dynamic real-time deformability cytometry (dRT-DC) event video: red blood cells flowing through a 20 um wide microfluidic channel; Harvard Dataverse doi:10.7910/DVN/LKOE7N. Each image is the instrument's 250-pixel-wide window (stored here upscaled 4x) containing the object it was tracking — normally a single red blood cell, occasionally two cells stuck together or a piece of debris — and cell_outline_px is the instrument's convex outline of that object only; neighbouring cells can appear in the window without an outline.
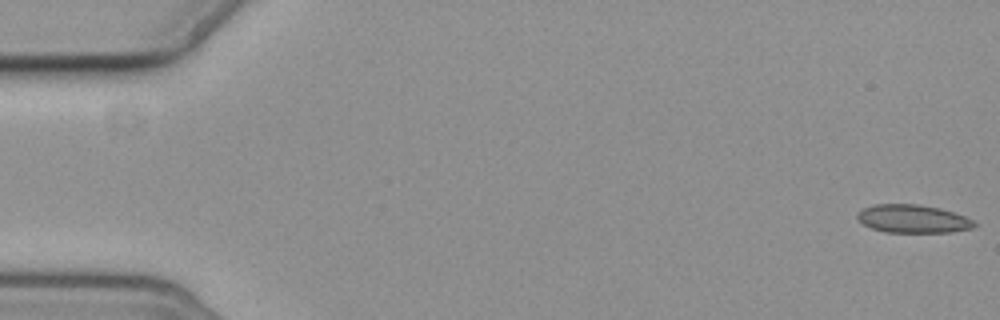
{"species": "common noctule bat (a hibernating species)", "species_latin": "Nyctalus noctula", "temperature_condition": "cold", "stored_images_in_passage": 6, "camera_frame_rate_fps": 3000, "um_per_image_px": 0.085, "animal": {"sex": "female", "body_mass_g": 19.3, "forearm_length_mm": 54.1}, "frame": {"image": 1, "passage_image": 1, "time_ms": 0.0, "image_size_px": [1000, 320], "cell_outline_px": [[976, 224], [972, 228], [948, 232], [884, 232], [872, 228], [864, 224], [856, 216], [856, 212], [864, 208], [876, 204], [916, 204], [940, 208], [964, 216], [972, 220]], "centroid_in_image_um": [77.56, 18.59], "position_along_channel_um": 7.4, "area_um2": 18.96}}
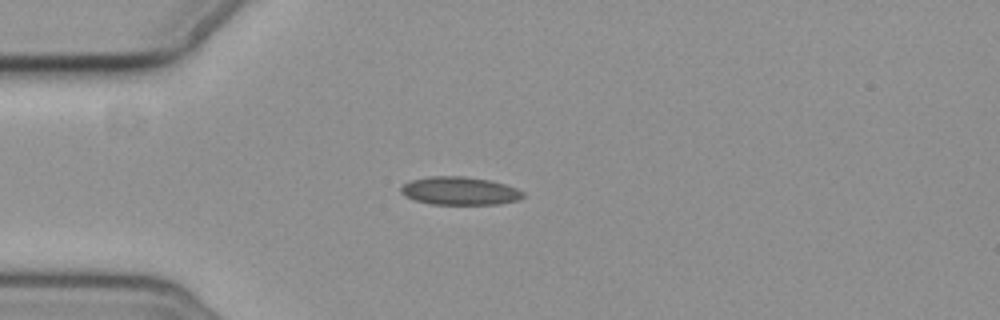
{"frame": {"image": 2, "passage_image": 5, "time_ms": 5.0, "image_size_px": [1000, 320], "cell_outline_px": [[524, 196], [516, 200], [500, 204], [432, 204], [416, 200], [404, 196], [400, 192], [400, 188], [408, 180], [432, 176], [464, 176], [488, 180], [504, 184], [516, 188], [524, 192]], "centroid_in_image_um": [39.04, 16.22], "position_along_channel_um": 46.0, "area_um2": 19.94}}